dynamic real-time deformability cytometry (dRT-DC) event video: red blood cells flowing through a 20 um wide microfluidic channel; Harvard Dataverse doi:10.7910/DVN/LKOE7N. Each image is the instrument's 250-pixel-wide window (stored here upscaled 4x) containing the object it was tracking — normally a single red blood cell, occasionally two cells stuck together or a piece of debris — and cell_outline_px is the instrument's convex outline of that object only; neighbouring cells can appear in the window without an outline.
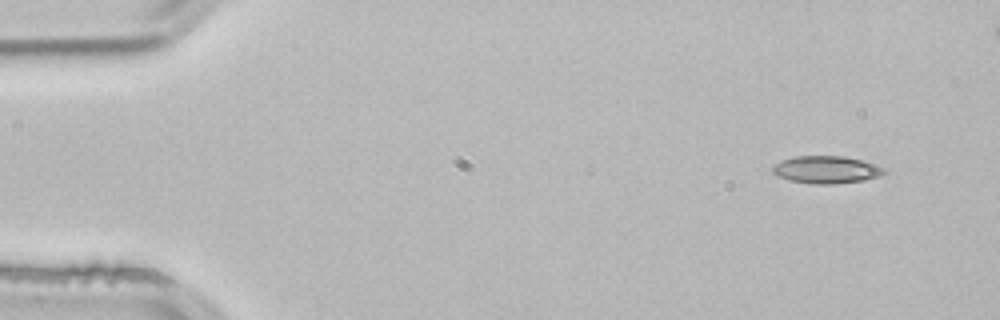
{"species": "common noctule bat (a hibernating species)", "species_latin": "Nyctalus noctula", "temperature_condition": "room temperature", "stored_images_in_passage": 3, "camera_frame_rate_fps": 3000, "um_per_image_px": 0.085, "animal": {"sex": "male", "body_mass_g": 21.5, "forearm_length_mm": 52.0}, "frame": {"image": 1, "passage_image": 1, "time_ms": 0.0, "image_size_px": [1000, 320], "cell_outline_px": [[888, 172], [880, 176], [864, 180], [832, 184], [812, 184], [792, 180], [776, 176], [772, 172], [772, 168], [780, 160], [792, 156], [844, 156], [876, 164], [884, 168]], "centroid_in_image_um": [70.24, 14.42], "position_along_channel_um": 14.8, "area_um2": 17.92}}
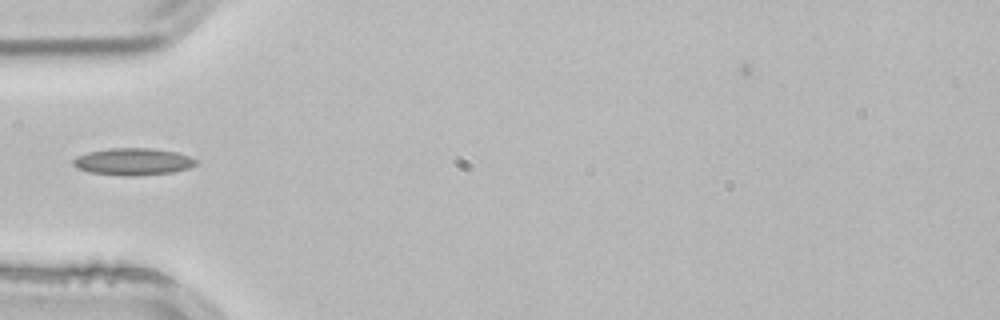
{"frame": {"image": 2, "passage_image": 3, "time_ms": 0.667, "image_size_px": [1000, 320], "cell_outline_px": [[196, 164], [188, 168], [172, 172], [136, 176], [120, 176], [88, 172], [76, 168], [72, 164], [72, 160], [76, 156], [88, 152], [108, 148], [152, 148], [176, 152], [188, 156], [196, 160]], "centroid_in_image_um": [11.24, 13.74], "position_along_channel_um": 73.8, "area_um2": 19.48}}